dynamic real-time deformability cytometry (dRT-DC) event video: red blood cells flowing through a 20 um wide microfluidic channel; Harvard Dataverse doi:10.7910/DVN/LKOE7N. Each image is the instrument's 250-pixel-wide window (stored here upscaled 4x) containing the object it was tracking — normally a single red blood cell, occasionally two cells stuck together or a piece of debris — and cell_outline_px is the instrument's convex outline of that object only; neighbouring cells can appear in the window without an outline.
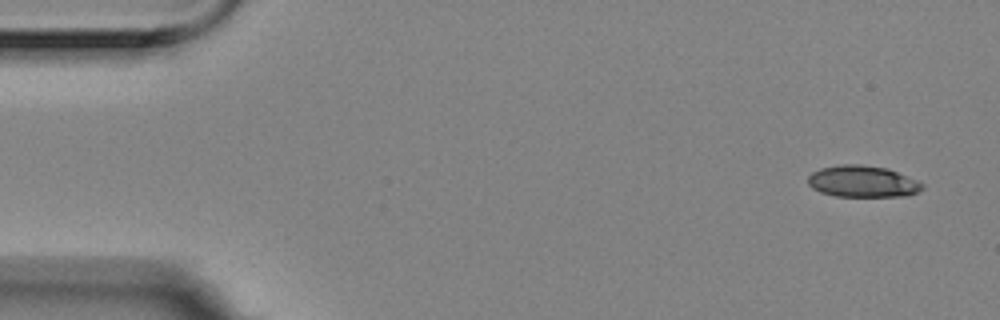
{"species": "Egyptian fruit bat (a non-hibernating species)", "species_latin": "Rousettus aegyptiacus", "temperature_condition": "room temperature", "stored_images_in_passage": 6, "camera_frame_rate_fps": 3000, "um_per_image_px": 0.085, "animal": {"sex": "female"}, "frame": {"image": 1, "passage_image": 1, "time_ms": 0.0, "image_size_px": [1000, 320], "cell_outline_px": [[924, 188], [920, 192], [908, 196], [836, 196], [820, 192], [812, 188], [808, 184], [808, 176], [812, 172], [820, 168], [844, 164], [860, 164], [888, 168], [916, 180], [924, 184]], "centroid_in_image_um": [73.34, 15.43], "position_along_channel_um": 11.7, "area_um2": 21.15}}